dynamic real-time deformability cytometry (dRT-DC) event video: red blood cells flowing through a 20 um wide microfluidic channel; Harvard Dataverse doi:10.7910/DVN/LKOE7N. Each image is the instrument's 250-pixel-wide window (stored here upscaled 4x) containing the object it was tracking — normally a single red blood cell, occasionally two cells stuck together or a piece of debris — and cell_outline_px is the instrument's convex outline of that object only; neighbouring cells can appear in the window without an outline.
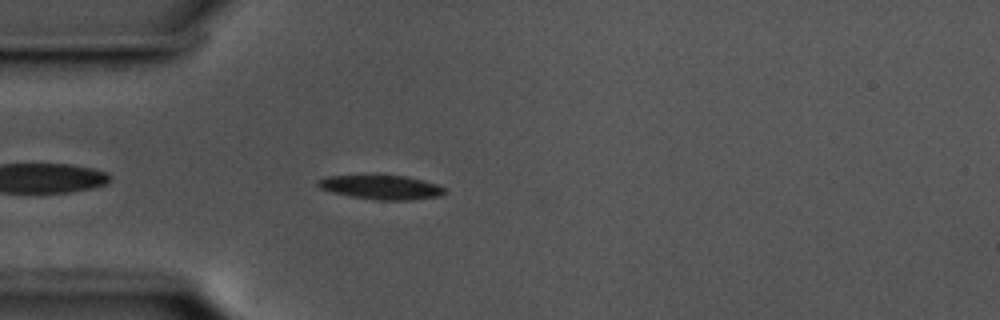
{"species": "common noctule bat (a hibernating species)", "species_latin": "Nyctalus noctula", "temperature_condition": "cold", "stored_images_in_passage": 29, "camera_frame_rate_fps": 3000, "um_per_image_px": 0.085, "animal": {"sex": "male", "body_mass_g": 17.5, "forearm_length_mm": 52.3}, "frame": {"image": 1, "passage_image": 4, "time_ms": 1.0, "image_size_px": [1000, 320], "cell_outline_px": [[444, 192], [440, 196], [408, 200], [380, 200], [352, 196], [332, 192], [320, 188], [316, 184], [316, 180], [328, 176], [408, 176], [436, 184], [444, 188]], "centroid_in_image_um": [32.39, 15.92], "position_along_channel_um": 52.6, "area_um2": 17.46}}
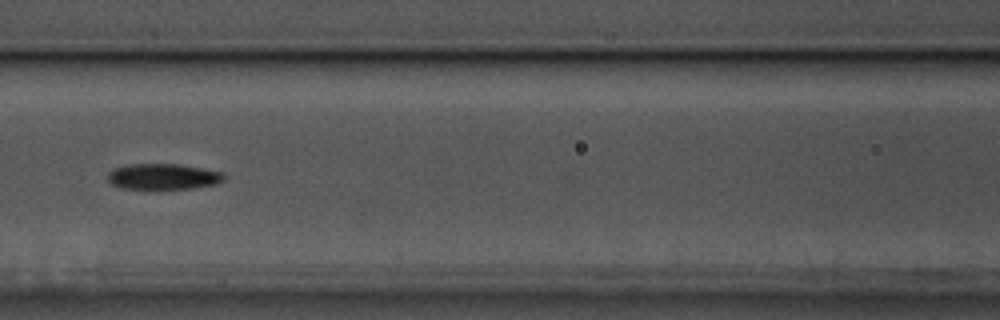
{"frame": {"image": 2, "passage_image": 13, "time_ms": 4.0, "image_size_px": [1000, 320], "cell_outline_px": [[224, 180], [216, 184], [192, 188], [120, 188], [112, 184], [108, 180], [108, 172], [116, 168], [128, 164], [176, 164], [224, 172]], "centroid_in_image_um": [13.87, 15.0], "position_along_channel_um": 152.7, "area_um2": 17.22}}
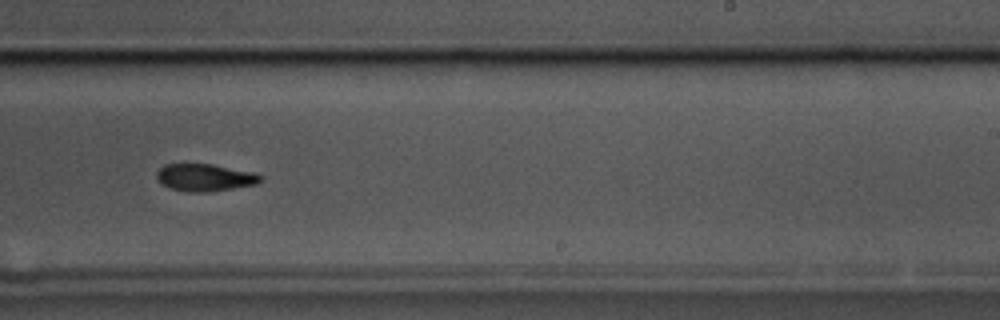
{"frame": {"image": 3, "passage_image": 23, "time_ms": 7.333, "image_size_px": [1000, 320], "cell_outline_px": [[264, 180], [256, 184], [208, 192], [188, 192], [168, 188], [160, 184], [156, 176], [156, 172], [164, 164], [212, 164], [256, 172], [264, 176]], "centroid_in_image_um": [17.43, 15.09], "position_along_channel_um": 271.6, "area_um2": 16.82}}